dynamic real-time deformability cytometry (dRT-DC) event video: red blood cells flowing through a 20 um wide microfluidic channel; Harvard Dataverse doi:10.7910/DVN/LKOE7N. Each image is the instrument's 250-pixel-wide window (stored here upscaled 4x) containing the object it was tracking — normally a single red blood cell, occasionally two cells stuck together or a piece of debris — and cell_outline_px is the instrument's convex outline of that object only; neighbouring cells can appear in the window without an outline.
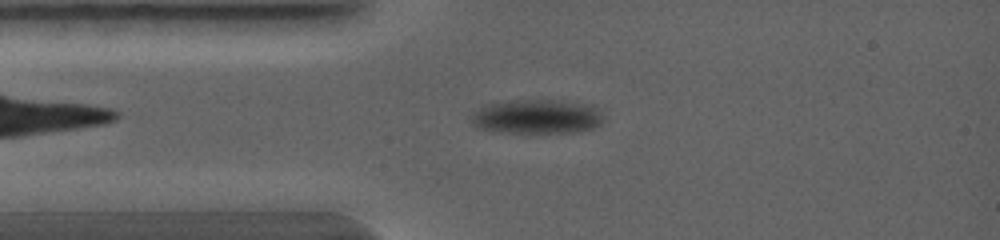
{"species": "common noctule bat (a hibernating species)", "species_latin": "Nyctalus noctula", "temperature_condition": "warm", "stored_images_in_passage": 2, "camera_frame_rate_fps": 5000, "um_per_image_px": 0.085, "animal": {"sex": "female", "body_mass_g": 19.0, "forearm_length_mm": 56.7}, "frame": {"image": 1, "passage_image": 2, "time_ms": 0.6, "image_size_px": [1000, 240], "cell_outline_px": [[604, 120], [600, 124], [592, 128], [580, 132], [492, 132], [480, 128], [472, 124], [472, 112], [484, 104], [504, 100], [560, 100], [596, 104], [600, 108]], "centroid_in_image_um": [45.66, 9.89], "position_along_channel_um": 39.3, "area_um2": 27.11}}